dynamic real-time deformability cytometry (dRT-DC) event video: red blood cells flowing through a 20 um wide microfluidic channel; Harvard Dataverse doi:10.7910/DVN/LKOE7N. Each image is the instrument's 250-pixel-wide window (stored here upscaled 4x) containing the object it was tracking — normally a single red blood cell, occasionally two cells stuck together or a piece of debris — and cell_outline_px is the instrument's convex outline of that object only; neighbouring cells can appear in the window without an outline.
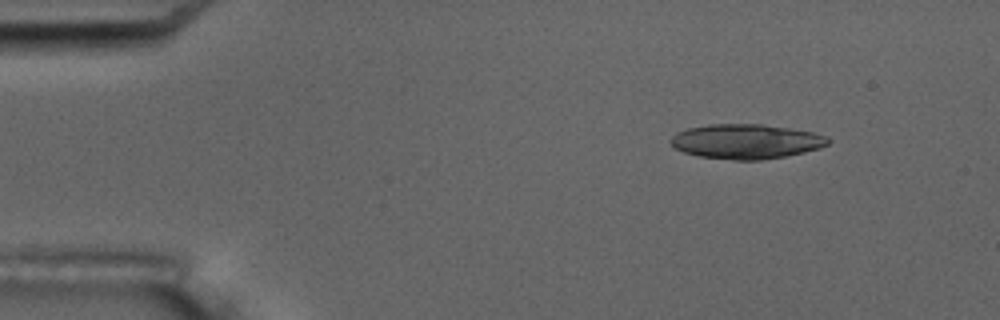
{"species": "common noctule bat (a hibernating species)", "species_latin": "Nyctalus noctula", "temperature_condition": "room temperature", "stored_images_in_passage": 6, "camera_frame_rate_fps": 3000, "um_per_image_px": 0.085, "animal": {"sex": "male", "body_mass_g": 17.5, "forearm_length_mm": 52.3}, "frame": {"image": 1, "passage_image": 2, "time_ms": 1.0, "image_size_px": [1000, 320], "cell_outline_px": [[828, 144], [820, 148], [804, 152], [784, 156], [760, 160], [732, 160], [696, 156], [684, 152], [676, 148], [668, 140], [676, 132], [688, 128], [708, 124], [764, 124], [812, 132], [828, 136]], "centroid_in_image_um": [63.39, 12.02], "position_along_channel_um": 21.6, "area_um2": 31.85}}